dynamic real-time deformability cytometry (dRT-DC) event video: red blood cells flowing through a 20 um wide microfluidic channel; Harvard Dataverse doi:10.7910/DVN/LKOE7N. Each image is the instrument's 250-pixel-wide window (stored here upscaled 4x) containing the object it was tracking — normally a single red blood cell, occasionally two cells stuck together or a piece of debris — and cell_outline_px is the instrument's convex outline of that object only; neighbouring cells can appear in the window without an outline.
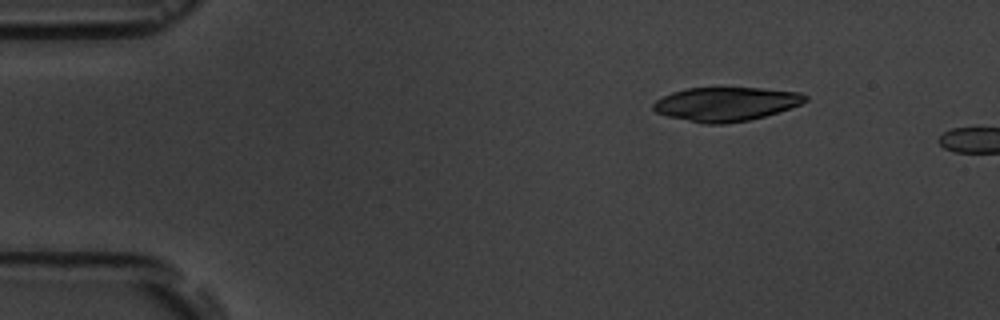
{"species": "common noctule bat (a hibernating species)", "species_latin": "Nyctalus noctula", "temperature_condition": "room temperature", "stored_images_in_passage": 2, "camera_frame_rate_fps": 3000, "um_per_image_px": 0.085, "animal": {"sex": "male", "body_mass_g": 19.5, "forearm_length_mm": 54.6}, "frame": {"image": 1, "passage_image": 1, "time_ms": 0.0, "image_size_px": [1000, 320], "cell_outline_px": [[808, 100], [800, 104], [764, 116], [748, 120], [724, 124], [704, 124], [668, 116], [656, 112], [652, 108], [652, 104], [656, 100], [672, 92], [688, 88], [760, 88], [800, 92], [808, 96]], "centroid_in_image_um": [61.69, 8.84], "position_along_channel_um": 23.3, "area_um2": 29.82}}